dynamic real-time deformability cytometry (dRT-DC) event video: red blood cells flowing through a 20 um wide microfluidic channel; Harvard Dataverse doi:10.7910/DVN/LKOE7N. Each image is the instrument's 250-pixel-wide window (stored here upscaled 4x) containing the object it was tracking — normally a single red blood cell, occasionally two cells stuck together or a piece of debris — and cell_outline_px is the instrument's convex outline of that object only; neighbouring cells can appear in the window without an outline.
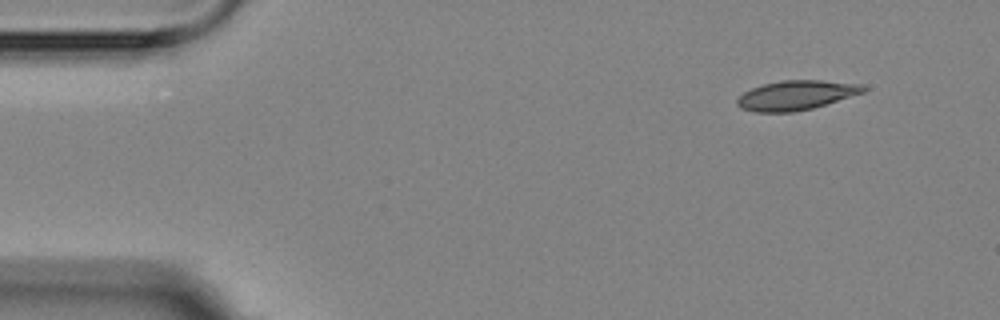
{"species": "Egyptian fruit bat (a non-hibernating species)", "species_latin": "Rousettus aegyptiacus", "temperature_condition": "room temperature", "stored_images_in_passage": 15, "camera_frame_rate_fps": 3000, "um_per_image_px": 0.085, "animal": {"sex": "female"}, "frame": {"image": 1, "passage_image": 1, "time_ms": 0.0, "image_size_px": [1000, 320], "cell_outline_px": [[868, 88], [864, 92], [812, 108], [792, 112], [756, 112], [740, 108], [736, 104], [736, 100], [744, 92], [752, 88], [764, 84], [780, 80], [820, 80], [860, 84]], "centroid_in_image_um": [67.64, 8.09], "position_along_channel_um": 17.4, "area_um2": 21.5}}
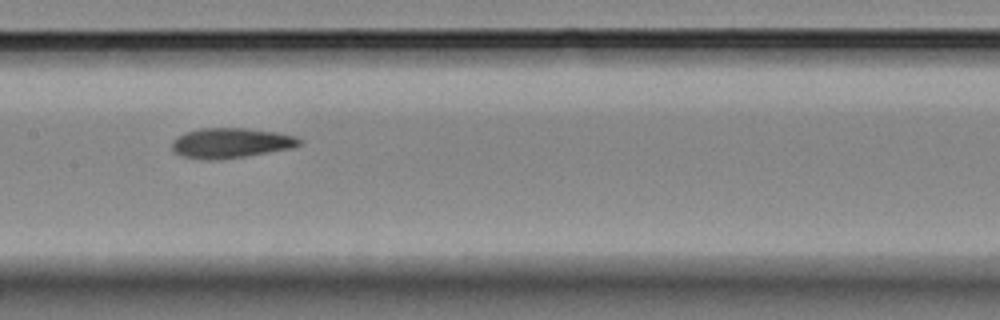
{"frame": {"image": 2, "passage_image": 7, "time_ms": 7.333, "image_size_px": [1000, 320], "cell_outline_px": [[300, 144], [292, 148], [220, 160], [208, 160], [180, 156], [172, 148], [172, 140], [176, 136], [184, 132], [200, 128], [244, 128], [276, 132], [296, 136], [300, 140]], "centroid_in_image_um": [19.57, 12.15], "position_along_channel_um": 187.8, "area_um2": 22.31}}
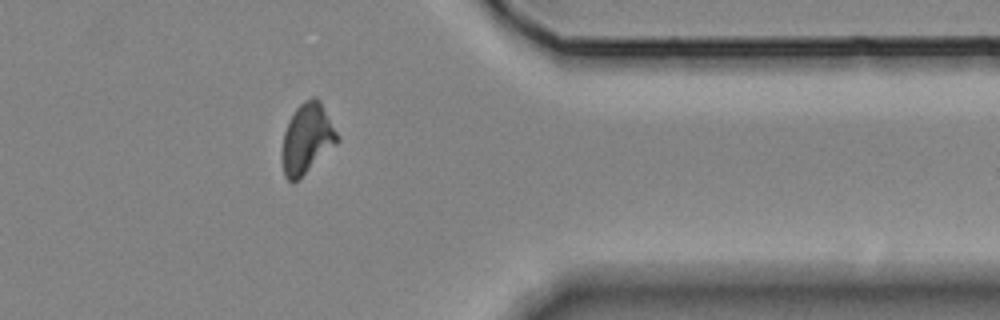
{"frame": {"image": 3, "passage_image": 12, "time_ms": 13.333, "image_size_px": [1000, 320], "cell_outline_px": [[340, 140], [300, 180], [292, 184], [284, 176], [284, 132], [288, 120], [296, 108], [304, 100], [312, 96], [316, 96], [320, 100], [340, 136]], "centroid_in_image_um": [26.14, 11.77], "position_along_channel_um": 385.3, "area_um2": 22.6}, "authors_computed_cell_mechanics": {"area_um2": 22.3108, "velocity_mm_per_s": 3.5368, "shape_relaxation_time_tau1_ms": 9.412, "shape_relaxation_time_tau2_ms": 2.0344, "deformation_change_tau1": 0.1895, "deformation_change_tau2": 0.064}}